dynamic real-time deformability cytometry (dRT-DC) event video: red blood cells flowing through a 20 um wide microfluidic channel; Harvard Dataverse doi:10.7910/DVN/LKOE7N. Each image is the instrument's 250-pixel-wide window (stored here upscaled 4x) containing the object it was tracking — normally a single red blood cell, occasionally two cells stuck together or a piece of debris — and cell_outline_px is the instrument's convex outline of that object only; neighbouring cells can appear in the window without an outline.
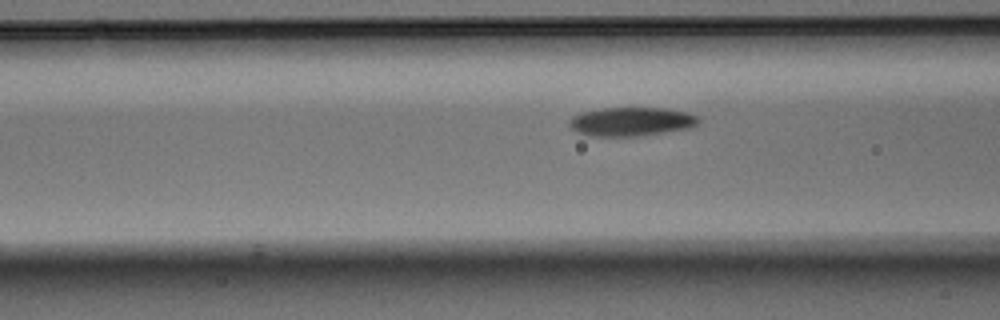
{"species": "Egyptian fruit bat (a non-hibernating species)", "species_latin": "Rousettus aegyptiacus", "temperature_condition": "warm", "stored_images_in_passage": 16, "camera_frame_rate_fps": 3000, "um_per_image_px": 0.085, "animal": {"sex": "male"}, "frame": {"image": 1, "passage_image": 14, "time_ms": 4.333, "image_size_px": [1000, 320], "cell_outline_px": [[700, 120], [692, 128], [636, 136], [588, 136], [576, 132], [568, 124], [568, 120], [572, 116], [580, 112], [600, 108], [668, 108], [688, 112], [700, 116]], "centroid_in_image_um": [53.65, 10.33], "position_along_channel_um": 112.9, "area_um2": 22.02}}